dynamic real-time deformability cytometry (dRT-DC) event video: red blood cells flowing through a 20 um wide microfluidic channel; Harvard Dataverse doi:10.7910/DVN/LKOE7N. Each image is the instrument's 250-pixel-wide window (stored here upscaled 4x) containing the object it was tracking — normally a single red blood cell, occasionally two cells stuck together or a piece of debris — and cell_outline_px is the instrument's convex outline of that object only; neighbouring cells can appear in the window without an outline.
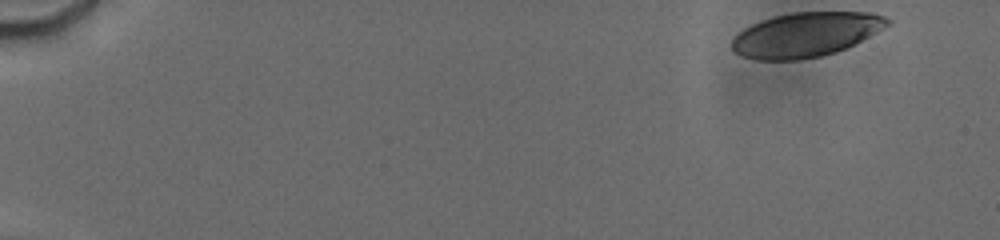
{"species": "human", "species_latin": "Homo sapiens", "temperature_condition": "cold", "stored_images_in_passage": 21, "camera_frame_rate_fps": 3000, "um_per_image_px": 0.085, "donor": {"sex": "male"}, "frame": {"image": 1, "passage_image": 1, "time_ms": 0.0, "image_size_px": [1000, 240], "cell_outline_px": [[892, 20], [888, 24], [876, 32], [844, 48], [820, 56], [796, 60], [756, 60], [740, 56], [732, 48], [732, 40], [744, 28], [760, 20], [792, 12], [872, 12], [884, 16]], "centroid_in_image_um": [68.45, 2.93], "position_along_channel_um": 16.5, "area_um2": 39.82}}
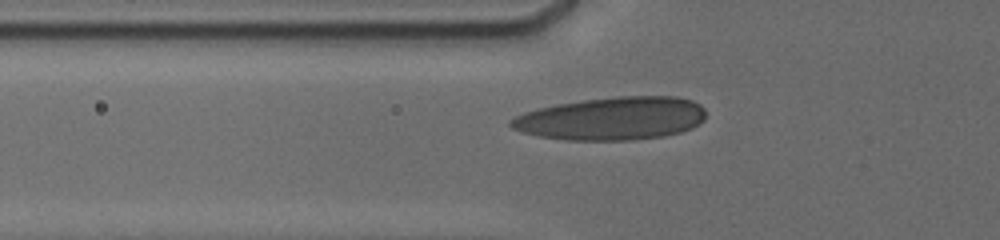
{"frame": {"image": 2, "passage_image": 20, "time_ms": 5.667, "image_size_px": [1000, 240], "cell_outline_px": [[704, 120], [692, 128], [680, 132], [664, 136], [628, 140], [568, 140], [540, 136], [524, 132], [512, 128], [508, 124], [508, 120], [524, 112], [536, 108], [556, 104], [584, 100], [616, 96], [676, 96], [692, 100], [700, 104], [704, 108]], "centroid_in_image_um": [52.0, 10.06], "position_along_channel_um": 73.8, "area_um2": 48.96}}